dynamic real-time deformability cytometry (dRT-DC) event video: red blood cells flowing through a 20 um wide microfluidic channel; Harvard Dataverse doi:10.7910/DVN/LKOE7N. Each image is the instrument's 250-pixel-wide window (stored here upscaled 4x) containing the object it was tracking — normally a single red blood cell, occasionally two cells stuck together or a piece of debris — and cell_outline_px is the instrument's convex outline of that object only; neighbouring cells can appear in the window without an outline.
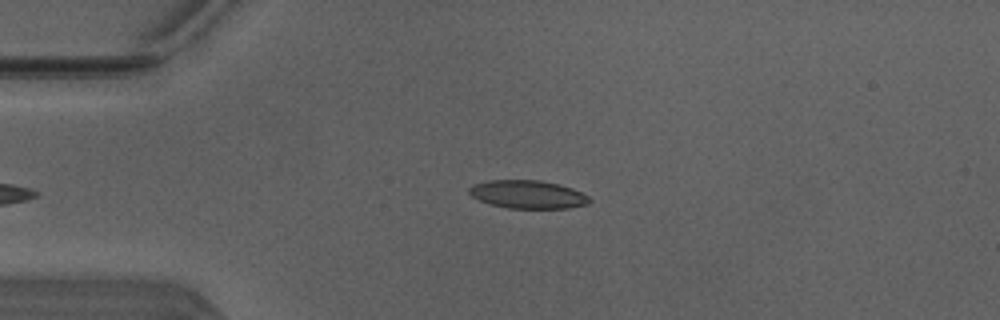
{"species": "Egyptian fruit bat (a non-hibernating species)", "species_latin": "Rousettus aegyptiacus", "temperature_condition": "warm", "stored_images_in_passage": 36, "camera_frame_rate_fps": 3000, "um_per_image_px": 0.085, "animal": {"sex": "male"}, "frame": {"image": 1, "passage_image": 3, "time_ms": 0.667, "image_size_px": [1000, 320], "cell_outline_px": [[592, 200], [588, 204], [568, 208], [508, 208], [488, 204], [472, 196], [468, 192], [468, 188], [476, 184], [488, 180], [540, 180], [572, 188], [588, 196]], "centroid_in_image_um": [44.85, 16.53], "position_along_channel_um": 40.1, "area_um2": 19.65}}
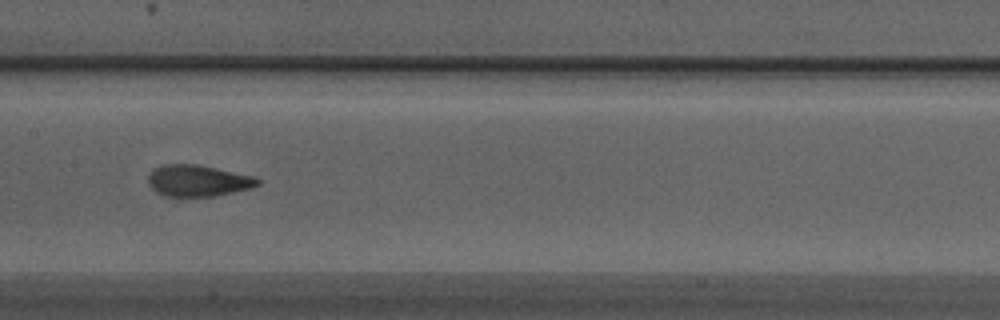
{"frame": {"image": 2, "passage_image": 16, "time_ms": 5.0, "image_size_px": [1000, 320], "cell_outline_px": [[260, 184], [252, 188], [216, 196], [164, 196], [156, 192], [148, 184], [148, 176], [152, 168], [160, 164], [196, 164], [216, 168], [252, 176], [260, 180]], "centroid_in_image_um": [16.78, 15.35], "position_along_channel_um": 190.6, "area_um2": 20.17}}
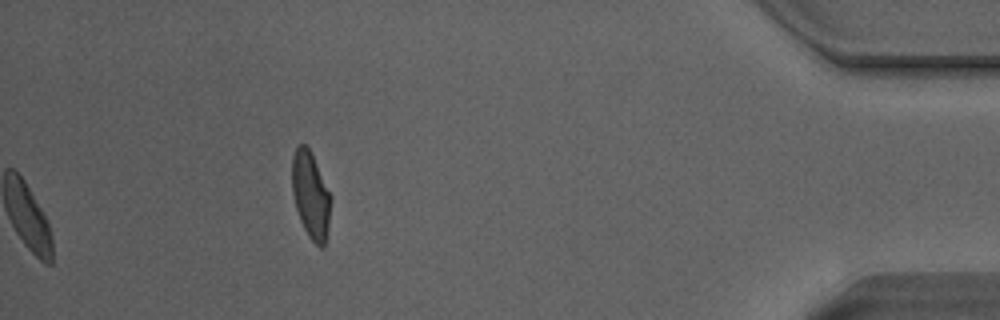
{"frame": {"image": 3, "passage_image": 36, "time_ms": 11.667, "image_size_px": [1000, 320], "cell_outline_px": [[328, 228], [324, 248], [320, 248], [308, 236], [300, 220], [296, 208], [292, 192], [292, 156], [296, 148], [300, 144], [304, 144], [308, 148], [312, 156], [328, 192]], "centroid_in_image_um": [26.35, 16.62], "position_along_channel_um": 408.8, "area_um2": 18.67}, "authors_computed_cell_mechanics": {"area_um2": 19.652, "velocity_mm_per_s": 4.1338, "shape_relaxation_time_tau1_ms": 3.7733, "shape_relaxation_time_tau2_ms": 0.963, "deformation_change_tau1": 0.1924, "deformation_change_tau2": 0.0827}}